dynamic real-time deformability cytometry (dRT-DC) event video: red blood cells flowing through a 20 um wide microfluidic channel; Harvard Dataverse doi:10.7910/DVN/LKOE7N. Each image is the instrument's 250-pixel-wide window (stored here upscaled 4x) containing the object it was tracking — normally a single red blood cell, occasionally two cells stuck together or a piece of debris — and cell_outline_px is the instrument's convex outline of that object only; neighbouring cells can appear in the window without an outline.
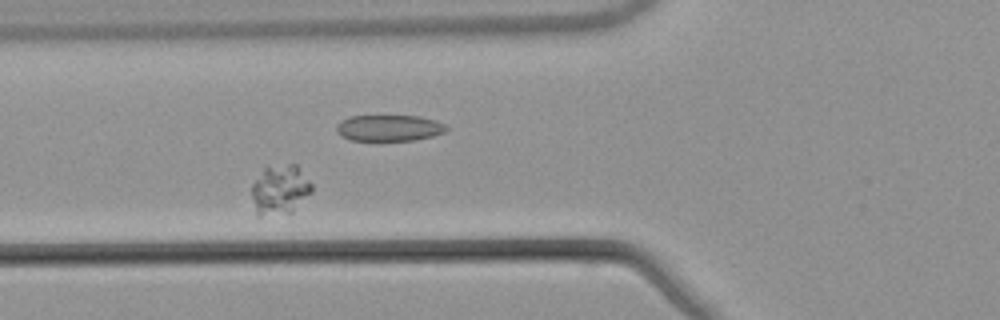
{"species": "common noctule bat (a hibernating species)", "species_latin": "Nyctalus noctula", "temperature_condition": "warm", "stored_images_in_passage": 43, "camera_frame_rate_fps": 3000, "um_per_image_px": 0.085, "animal": {"sex": "male", "body_mass_g": 21.5, "forearm_length_mm": 52.0}, "frame": {"image": 1, "passage_image": 13, "time_ms": 4.0, "image_size_px": [1000, 320], "cell_outline_px": [[312, 192], [292, 212], [260, 216], [256, 216], [252, 196], [252, 184], [264, 168], [288, 164], [296, 164], [312, 184]], "centroid_in_image_um": [23.8, 16.14], "position_along_channel_um": 102.0, "area_um2": 17.22}}